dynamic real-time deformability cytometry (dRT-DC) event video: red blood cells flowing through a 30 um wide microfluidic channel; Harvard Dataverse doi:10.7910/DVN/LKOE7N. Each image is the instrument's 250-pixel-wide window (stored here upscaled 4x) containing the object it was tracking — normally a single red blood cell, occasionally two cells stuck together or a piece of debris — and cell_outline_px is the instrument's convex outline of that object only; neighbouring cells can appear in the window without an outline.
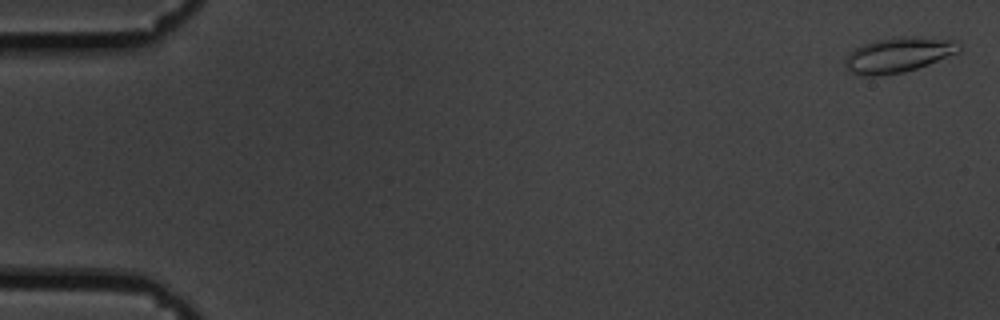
{"species": "common noctule bat (a hibernating species)", "species_latin": "Nyctalus noctula", "temperature_condition": "cold", "stored_images_in_passage": 16, "camera_frame_rate_fps": 3000, "um_per_image_px": 0.085, "animal": {"sex": "male", "body_mass_g": 19.5, "forearm_length_mm": 54.6}, "frame": {"image": 1, "passage_image": 2, "time_ms": 0.333, "image_size_px": [1000, 320], "cell_outline_px": [[964, 44], [960, 52], [928, 64], [904, 72], [872, 76], [860, 76], [848, 72], [844, 64], [844, 60], [848, 52], [864, 44], [876, 40], [956, 40]], "centroid_in_image_um": [76.3, 4.74], "position_along_channel_um": 8.7, "area_um2": 22.31}}